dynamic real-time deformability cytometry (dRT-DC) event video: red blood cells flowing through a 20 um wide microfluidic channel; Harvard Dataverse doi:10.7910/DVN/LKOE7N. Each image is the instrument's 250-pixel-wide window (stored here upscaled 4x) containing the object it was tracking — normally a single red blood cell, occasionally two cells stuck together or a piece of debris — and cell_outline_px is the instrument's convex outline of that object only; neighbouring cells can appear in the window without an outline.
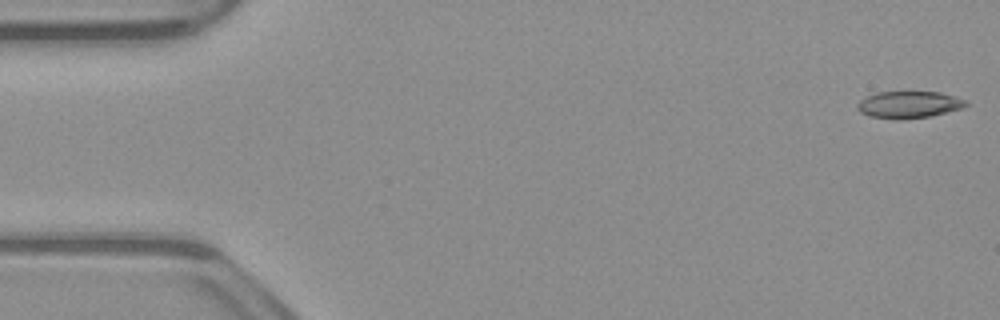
{"species": "common noctule bat (a hibernating species)", "species_latin": "Nyctalus noctula", "temperature_condition": "warm", "stored_images_in_passage": 48, "camera_frame_rate_fps": 3000, "um_per_image_px": 0.085, "animal": {"sex": "male", "body_mass_g": 23.1, "forearm_length_mm": 52.7}, "frame": {"image": 1, "passage_image": 1, "time_ms": 0.0, "image_size_px": [1000, 320], "cell_outline_px": [[968, 104], [964, 108], [932, 116], [900, 120], [896, 120], [868, 116], [860, 112], [856, 108], [856, 104], [860, 100], [876, 92], [940, 92], [964, 100]], "centroid_in_image_um": [77.22, 8.91], "position_along_channel_um": 7.8, "area_um2": 17.17}}
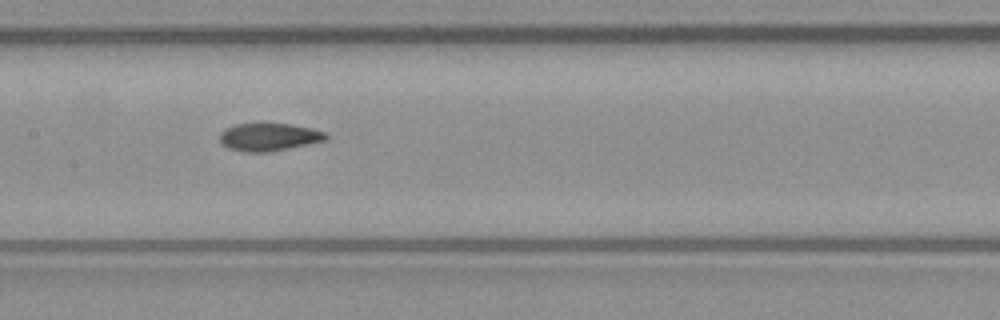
{"frame": {"image": 2, "passage_image": 25, "time_ms": 8.0, "image_size_px": [1000, 320], "cell_outline_px": [[332, 136], [328, 140], [268, 152], [248, 152], [228, 148], [220, 140], [220, 132], [224, 128], [236, 124], [292, 124], [312, 128], [328, 132]], "centroid_in_image_um": [22.94, 11.64], "position_along_channel_um": 184.5, "area_um2": 17.28}}
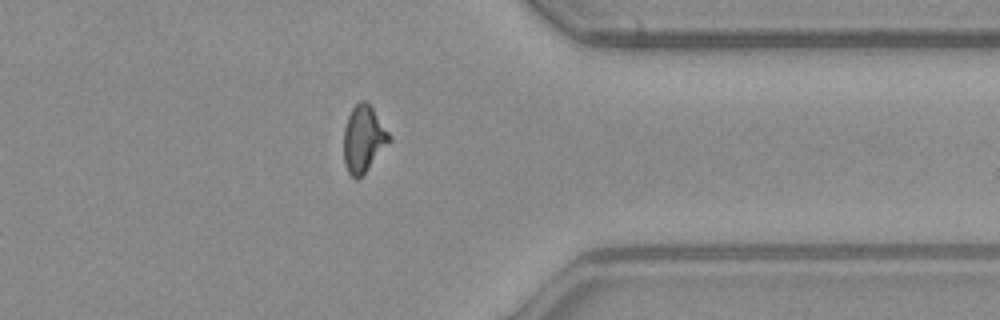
{"frame": {"image": 3, "passage_image": 41, "time_ms": 13.333, "image_size_px": [1000, 320], "cell_outline_px": [[392, 140], [364, 172], [356, 180], [348, 172], [344, 164], [344, 128], [348, 116], [352, 108], [360, 100], [364, 100], [372, 108], [392, 136]], "centroid_in_image_um": [30.9, 11.79], "position_along_channel_um": 380.5, "area_um2": 17.46}, "authors_computed_cell_mechanics": {"area_um2": 17.7446, "velocity_mm_per_s": 3.9023, "shape_relaxation_time_tau1_ms": null, "shape_relaxation_time_tau2_ms": 2.288, "deformation_change_tau1": null, "deformation_change_tau2": 0.0771}}